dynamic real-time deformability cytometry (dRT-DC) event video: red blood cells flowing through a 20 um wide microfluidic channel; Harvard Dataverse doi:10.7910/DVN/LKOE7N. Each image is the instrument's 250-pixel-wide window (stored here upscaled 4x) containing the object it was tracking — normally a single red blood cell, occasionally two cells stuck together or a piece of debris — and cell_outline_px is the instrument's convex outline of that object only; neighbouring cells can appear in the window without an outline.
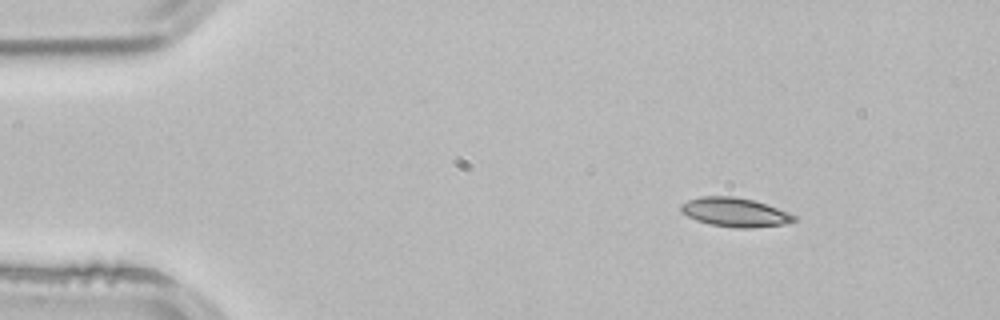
{"species": "common noctule bat (a hibernating species)", "species_latin": "Nyctalus noctula", "temperature_condition": "room temperature", "stored_images_in_passage": 2, "camera_frame_rate_fps": 3000, "um_per_image_px": 0.085, "animal": {"sex": "male", "body_mass_g": 21.5, "forearm_length_mm": 52.0}, "frame": {"image": 1, "passage_image": 1, "time_ms": 0.0, "image_size_px": [1000, 320], "cell_outline_px": [[796, 220], [784, 224], [752, 228], [736, 228], [708, 224], [696, 220], [680, 212], [680, 204], [688, 200], [700, 196], [732, 196], [752, 200], [788, 212], [796, 216]], "centroid_in_image_um": [62.42, 18.05], "position_along_channel_um": 22.6, "area_um2": 19.07}}
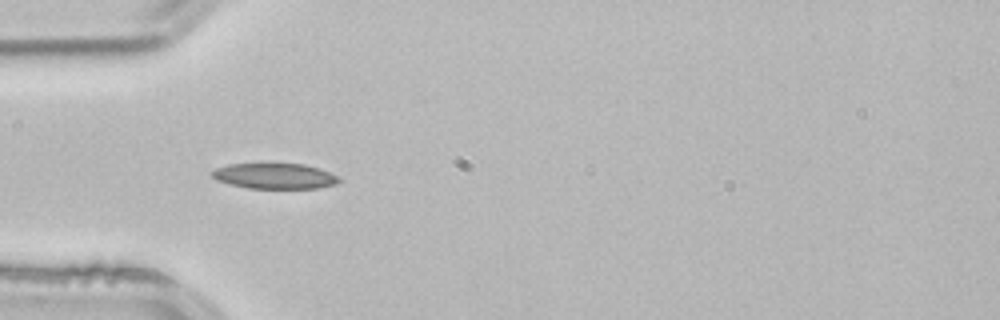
{"frame": {"image": 2, "passage_image": 2, "time_ms": 0.333, "image_size_px": [1000, 320], "cell_outline_px": [[340, 180], [336, 184], [320, 188], [248, 188], [228, 184], [216, 180], [208, 172], [216, 168], [228, 164], [260, 160], [304, 164], [340, 176]], "centroid_in_image_um": [23.26, 14.9], "position_along_channel_um": 61.7, "area_um2": 20.0}}